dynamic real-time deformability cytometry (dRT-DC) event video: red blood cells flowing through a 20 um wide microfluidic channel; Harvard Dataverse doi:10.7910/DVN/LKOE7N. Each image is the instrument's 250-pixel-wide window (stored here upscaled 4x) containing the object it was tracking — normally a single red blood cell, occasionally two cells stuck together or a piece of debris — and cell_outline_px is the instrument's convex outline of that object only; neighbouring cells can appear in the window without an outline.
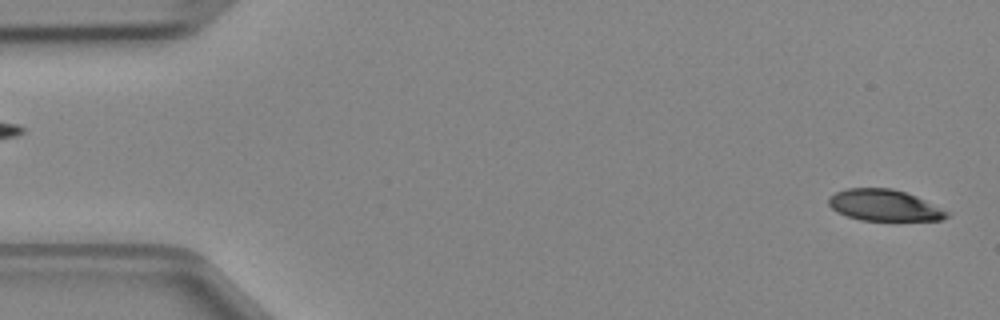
{"species": "Egyptian fruit bat (a non-hibernating species)", "species_latin": "Rousettus aegyptiacus", "temperature_condition": "cold", "stored_images_in_passage": 2, "segment_of_instrument_passage": [2, 2], "camera_frame_rate_fps": 3000, "um_per_image_px": 0.085, "animal": {"sex": "female"}, "frame": {"image": 1, "passage_image": 2, "time_ms": 0.333, "image_size_px": [1000, 320], "cell_outline_px": [[948, 216], [940, 220], [860, 220], [836, 212], [828, 204], [828, 196], [836, 192], [848, 188], [892, 188], [916, 196], [948, 212]], "centroid_in_image_um": [75.1, 17.44], "position_along_channel_um": 9.9, "area_um2": 21.33}}